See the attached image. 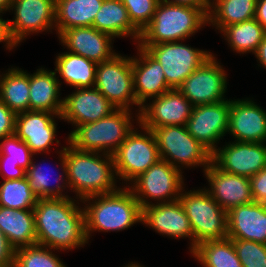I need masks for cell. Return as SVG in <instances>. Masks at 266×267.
Instances as JSON below:
<instances>
[{
    "label": "cell",
    "mask_w": 266,
    "mask_h": 267,
    "mask_svg": "<svg viewBox=\"0 0 266 267\" xmlns=\"http://www.w3.org/2000/svg\"><path fill=\"white\" fill-rule=\"evenodd\" d=\"M59 43L68 52L80 55L99 64L112 59L117 53L113 50L114 37L98 31L94 27H73L63 30ZM113 41V42H112Z\"/></svg>",
    "instance_id": "obj_20"
},
{
    "label": "cell",
    "mask_w": 266,
    "mask_h": 267,
    "mask_svg": "<svg viewBox=\"0 0 266 267\" xmlns=\"http://www.w3.org/2000/svg\"><path fill=\"white\" fill-rule=\"evenodd\" d=\"M81 202L88 243L91 234L96 231L118 232L142 223V207L127 186H120L112 193L85 198Z\"/></svg>",
    "instance_id": "obj_3"
},
{
    "label": "cell",
    "mask_w": 266,
    "mask_h": 267,
    "mask_svg": "<svg viewBox=\"0 0 266 267\" xmlns=\"http://www.w3.org/2000/svg\"><path fill=\"white\" fill-rule=\"evenodd\" d=\"M2 14L4 13L0 12V43L3 42V44H5V48L10 52L17 47V44L11 37L8 19H3Z\"/></svg>",
    "instance_id": "obj_44"
},
{
    "label": "cell",
    "mask_w": 266,
    "mask_h": 267,
    "mask_svg": "<svg viewBox=\"0 0 266 267\" xmlns=\"http://www.w3.org/2000/svg\"><path fill=\"white\" fill-rule=\"evenodd\" d=\"M123 267H144V265H141L138 262H130L127 265L123 266Z\"/></svg>",
    "instance_id": "obj_49"
},
{
    "label": "cell",
    "mask_w": 266,
    "mask_h": 267,
    "mask_svg": "<svg viewBox=\"0 0 266 267\" xmlns=\"http://www.w3.org/2000/svg\"><path fill=\"white\" fill-rule=\"evenodd\" d=\"M159 1L201 8L207 15L210 9V0H159Z\"/></svg>",
    "instance_id": "obj_45"
},
{
    "label": "cell",
    "mask_w": 266,
    "mask_h": 267,
    "mask_svg": "<svg viewBox=\"0 0 266 267\" xmlns=\"http://www.w3.org/2000/svg\"><path fill=\"white\" fill-rule=\"evenodd\" d=\"M67 181L80 203L85 198L112 193L119 189L113 155L64 146Z\"/></svg>",
    "instance_id": "obj_2"
},
{
    "label": "cell",
    "mask_w": 266,
    "mask_h": 267,
    "mask_svg": "<svg viewBox=\"0 0 266 267\" xmlns=\"http://www.w3.org/2000/svg\"><path fill=\"white\" fill-rule=\"evenodd\" d=\"M0 229L15 250L37 244L33 210L0 206Z\"/></svg>",
    "instance_id": "obj_28"
},
{
    "label": "cell",
    "mask_w": 266,
    "mask_h": 267,
    "mask_svg": "<svg viewBox=\"0 0 266 267\" xmlns=\"http://www.w3.org/2000/svg\"><path fill=\"white\" fill-rule=\"evenodd\" d=\"M230 99L193 106L187 121L188 132L213 153L228 131Z\"/></svg>",
    "instance_id": "obj_14"
},
{
    "label": "cell",
    "mask_w": 266,
    "mask_h": 267,
    "mask_svg": "<svg viewBox=\"0 0 266 267\" xmlns=\"http://www.w3.org/2000/svg\"><path fill=\"white\" fill-rule=\"evenodd\" d=\"M0 175L6 180L21 179L26 177V170L18 162L8 160V156H0Z\"/></svg>",
    "instance_id": "obj_42"
},
{
    "label": "cell",
    "mask_w": 266,
    "mask_h": 267,
    "mask_svg": "<svg viewBox=\"0 0 266 267\" xmlns=\"http://www.w3.org/2000/svg\"><path fill=\"white\" fill-rule=\"evenodd\" d=\"M94 87L116 108L136 107L132 56L117 53L112 59L97 64Z\"/></svg>",
    "instance_id": "obj_11"
},
{
    "label": "cell",
    "mask_w": 266,
    "mask_h": 267,
    "mask_svg": "<svg viewBox=\"0 0 266 267\" xmlns=\"http://www.w3.org/2000/svg\"><path fill=\"white\" fill-rule=\"evenodd\" d=\"M54 70L41 67L29 73V111H48L62 114L64 98Z\"/></svg>",
    "instance_id": "obj_25"
},
{
    "label": "cell",
    "mask_w": 266,
    "mask_h": 267,
    "mask_svg": "<svg viewBox=\"0 0 266 267\" xmlns=\"http://www.w3.org/2000/svg\"><path fill=\"white\" fill-rule=\"evenodd\" d=\"M92 27L114 38L130 37L135 44H138L141 36V32L130 21L127 9L121 0H104Z\"/></svg>",
    "instance_id": "obj_27"
},
{
    "label": "cell",
    "mask_w": 266,
    "mask_h": 267,
    "mask_svg": "<svg viewBox=\"0 0 266 267\" xmlns=\"http://www.w3.org/2000/svg\"><path fill=\"white\" fill-rule=\"evenodd\" d=\"M15 249L0 229V267H14Z\"/></svg>",
    "instance_id": "obj_43"
},
{
    "label": "cell",
    "mask_w": 266,
    "mask_h": 267,
    "mask_svg": "<svg viewBox=\"0 0 266 267\" xmlns=\"http://www.w3.org/2000/svg\"><path fill=\"white\" fill-rule=\"evenodd\" d=\"M12 2L13 0H0V12L6 13L10 11Z\"/></svg>",
    "instance_id": "obj_48"
},
{
    "label": "cell",
    "mask_w": 266,
    "mask_h": 267,
    "mask_svg": "<svg viewBox=\"0 0 266 267\" xmlns=\"http://www.w3.org/2000/svg\"><path fill=\"white\" fill-rule=\"evenodd\" d=\"M212 162L222 171L251 178L266 167V143L226 142L212 153Z\"/></svg>",
    "instance_id": "obj_15"
},
{
    "label": "cell",
    "mask_w": 266,
    "mask_h": 267,
    "mask_svg": "<svg viewBox=\"0 0 266 267\" xmlns=\"http://www.w3.org/2000/svg\"><path fill=\"white\" fill-rule=\"evenodd\" d=\"M136 126L113 154L116 176L122 180V186H128L161 159L153 131L139 123Z\"/></svg>",
    "instance_id": "obj_8"
},
{
    "label": "cell",
    "mask_w": 266,
    "mask_h": 267,
    "mask_svg": "<svg viewBox=\"0 0 266 267\" xmlns=\"http://www.w3.org/2000/svg\"><path fill=\"white\" fill-rule=\"evenodd\" d=\"M206 24L208 15L201 8L159 1L151 22L141 32L138 45L185 41Z\"/></svg>",
    "instance_id": "obj_4"
},
{
    "label": "cell",
    "mask_w": 266,
    "mask_h": 267,
    "mask_svg": "<svg viewBox=\"0 0 266 267\" xmlns=\"http://www.w3.org/2000/svg\"><path fill=\"white\" fill-rule=\"evenodd\" d=\"M104 0H55L57 36L73 27H91Z\"/></svg>",
    "instance_id": "obj_30"
},
{
    "label": "cell",
    "mask_w": 266,
    "mask_h": 267,
    "mask_svg": "<svg viewBox=\"0 0 266 267\" xmlns=\"http://www.w3.org/2000/svg\"><path fill=\"white\" fill-rule=\"evenodd\" d=\"M64 97L62 120L76 128L80 124L95 122L110 115L117 108L93 88H77Z\"/></svg>",
    "instance_id": "obj_22"
},
{
    "label": "cell",
    "mask_w": 266,
    "mask_h": 267,
    "mask_svg": "<svg viewBox=\"0 0 266 267\" xmlns=\"http://www.w3.org/2000/svg\"><path fill=\"white\" fill-rule=\"evenodd\" d=\"M227 134L234 141L266 143V110L251 98L230 99Z\"/></svg>",
    "instance_id": "obj_19"
},
{
    "label": "cell",
    "mask_w": 266,
    "mask_h": 267,
    "mask_svg": "<svg viewBox=\"0 0 266 267\" xmlns=\"http://www.w3.org/2000/svg\"><path fill=\"white\" fill-rule=\"evenodd\" d=\"M62 149H57L56 153H58V160L60 161L57 166L58 171L59 169L62 171L61 173L59 172V174L55 173V177L52 176L55 179V184L56 185H52L51 183V179H50V175L48 173V169L44 168L43 166L46 164L44 163L43 166L41 164V162L36 163V161H34V156L32 157V161L30 166L28 167V169L26 170V178L28 180L29 186L33 192V194L38 198V199H44V198H65V197H69V195H67L68 190L70 192V188L68 185V181H67V173H66V165H65V158H64V146H61ZM52 169V168H51ZM50 169L51 173L52 170ZM49 171V172H50ZM64 190H67L66 192ZM65 192V193H64Z\"/></svg>",
    "instance_id": "obj_26"
},
{
    "label": "cell",
    "mask_w": 266,
    "mask_h": 267,
    "mask_svg": "<svg viewBox=\"0 0 266 267\" xmlns=\"http://www.w3.org/2000/svg\"><path fill=\"white\" fill-rule=\"evenodd\" d=\"M182 174L166 160L159 159L127 187L142 208L152 205L151 200L154 204L173 202L179 200L181 191L185 187Z\"/></svg>",
    "instance_id": "obj_9"
},
{
    "label": "cell",
    "mask_w": 266,
    "mask_h": 267,
    "mask_svg": "<svg viewBox=\"0 0 266 267\" xmlns=\"http://www.w3.org/2000/svg\"><path fill=\"white\" fill-rule=\"evenodd\" d=\"M16 114L0 100V140L15 133Z\"/></svg>",
    "instance_id": "obj_41"
},
{
    "label": "cell",
    "mask_w": 266,
    "mask_h": 267,
    "mask_svg": "<svg viewBox=\"0 0 266 267\" xmlns=\"http://www.w3.org/2000/svg\"><path fill=\"white\" fill-rule=\"evenodd\" d=\"M76 199L71 196L37 199L33 209L37 244L58 252L88 244L83 206Z\"/></svg>",
    "instance_id": "obj_1"
},
{
    "label": "cell",
    "mask_w": 266,
    "mask_h": 267,
    "mask_svg": "<svg viewBox=\"0 0 266 267\" xmlns=\"http://www.w3.org/2000/svg\"><path fill=\"white\" fill-rule=\"evenodd\" d=\"M11 10L9 30L17 46L32 34L55 30V0H13Z\"/></svg>",
    "instance_id": "obj_13"
},
{
    "label": "cell",
    "mask_w": 266,
    "mask_h": 267,
    "mask_svg": "<svg viewBox=\"0 0 266 267\" xmlns=\"http://www.w3.org/2000/svg\"><path fill=\"white\" fill-rule=\"evenodd\" d=\"M137 56L132 57V72L138 114L141 107L172 88L167 84L160 63L137 44Z\"/></svg>",
    "instance_id": "obj_21"
},
{
    "label": "cell",
    "mask_w": 266,
    "mask_h": 267,
    "mask_svg": "<svg viewBox=\"0 0 266 267\" xmlns=\"http://www.w3.org/2000/svg\"><path fill=\"white\" fill-rule=\"evenodd\" d=\"M242 267H266V244L231 239Z\"/></svg>",
    "instance_id": "obj_37"
},
{
    "label": "cell",
    "mask_w": 266,
    "mask_h": 267,
    "mask_svg": "<svg viewBox=\"0 0 266 267\" xmlns=\"http://www.w3.org/2000/svg\"><path fill=\"white\" fill-rule=\"evenodd\" d=\"M37 197L33 194L26 177L6 180L0 184V206L20 210H33Z\"/></svg>",
    "instance_id": "obj_35"
},
{
    "label": "cell",
    "mask_w": 266,
    "mask_h": 267,
    "mask_svg": "<svg viewBox=\"0 0 266 267\" xmlns=\"http://www.w3.org/2000/svg\"><path fill=\"white\" fill-rule=\"evenodd\" d=\"M220 33L230 47L237 54H254L258 45L263 41L266 30L255 19L233 24L223 28Z\"/></svg>",
    "instance_id": "obj_33"
},
{
    "label": "cell",
    "mask_w": 266,
    "mask_h": 267,
    "mask_svg": "<svg viewBox=\"0 0 266 267\" xmlns=\"http://www.w3.org/2000/svg\"><path fill=\"white\" fill-rule=\"evenodd\" d=\"M193 231V250L208 240H223L228 237L227 211L205 189L181 191L179 197Z\"/></svg>",
    "instance_id": "obj_6"
},
{
    "label": "cell",
    "mask_w": 266,
    "mask_h": 267,
    "mask_svg": "<svg viewBox=\"0 0 266 267\" xmlns=\"http://www.w3.org/2000/svg\"><path fill=\"white\" fill-rule=\"evenodd\" d=\"M191 254L202 267H242L229 238L201 242Z\"/></svg>",
    "instance_id": "obj_34"
},
{
    "label": "cell",
    "mask_w": 266,
    "mask_h": 267,
    "mask_svg": "<svg viewBox=\"0 0 266 267\" xmlns=\"http://www.w3.org/2000/svg\"><path fill=\"white\" fill-rule=\"evenodd\" d=\"M257 0H210L208 26L223 28L255 18Z\"/></svg>",
    "instance_id": "obj_32"
},
{
    "label": "cell",
    "mask_w": 266,
    "mask_h": 267,
    "mask_svg": "<svg viewBox=\"0 0 266 267\" xmlns=\"http://www.w3.org/2000/svg\"><path fill=\"white\" fill-rule=\"evenodd\" d=\"M132 110L117 108L110 115L95 122L80 124L66 137L75 149L113 155L139 123V114Z\"/></svg>",
    "instance_id": "obj_5"
},
{
    "label": "cell",
    "mask_w": 266,
    "mask_h": 267,
    "mask_svg": "<svg viewBox=\"0 0 266 267\" xmlns=\"http://www.w3.org/2000/svg\"><path fill=\"white\" fill-rule=\"evenodd\" d=\"M139 46L160 63L167 84L172 89H177L190 74L214 55L210 51L191 47L182 41Z\"/></svg>",
    "instance_id": "obj_10"
},
{
    "label": "cell",
    "mask_w": 266,
    "mask_h": 267,
    "mask_svg": "<svg viewBox=\"0 0 266 267\" xmlns=\"http://www.w3.org/2000/svg\"><path fill=\"white\" fill-rule=\"evenodd\" d=\"M215 55L190 74L177 88L193 106L227 100V80L223 64Z\"/></svg>",
    "instance_id": "obj_12"
},
{
    "label": "cell",
    "mask_w": 266,
    "mask_h": 267,
    "mask_svg": "<svg viewBox=\"0 0 266 267\" xmlns=\"http://www.w3.org/2000/svg\"><path fill=\"white\" fill-rule=\"evenodd\" d=\"M132 24L140 31L151 22L159 0H121Z\"/></svg>",
    "instance_id": "obj_39"
},
{
    "label": "cell",
    "mask_w": 266,
    "mask_h": 267,
    "mask_svg": "<svg viewBox=\"0 0 266 267\" xmlns=\"http://www.w3.org/2000/svg\"><path fill=\"white\" fill-rule=\"evenodd\" d=\"M142 225L152 228L160 235L172 239L190 241L189 251H193V231L186 212L179 200L156 203L142 208Z\"/></svg>",
    "instance_id": "obj_18"
},
{
    "label": "cell",
    "mask_w": 266,
    "mask_h": 267,
    "mask_svg": "<svg viewBox=\"0 0 266 267\" xmlns=\"http://www.w3.org/2000/svg\"><path fill=\"white\" fill-rule=\"evenodd\" d=\"M228 237L266 244V204L252 202L227 212Z\"/></svg>",
    "instance_id": "obj_24"
},
{
    "label": "cell",
    "mask_w": 266,
    "mask_h": 267,
    "mask_svg": "<svg viewBox=\"0 0 266 267\" xmlns=\"http://www.w3.org/2000/svg\"><path fill=\"white\" fill-rule=\"evenodd\" d=\"M192 108L191 102L178 89H171L141 107L139 124L149 130L169 125L186 126Z\"/></svg>",
    "instance_id": "obj_17"
},
{
    "label": "cell",
    "mask_w": 266,
    "mask_h": 267,
    "mask_svg": "<svg viewBox=\"0 0 266 267\" xmlns=\"http://www.w3.org/2000/svg\"><path fill=\"white\" fill-rule=\"evenodd\" d=\"M57 118L61 115L48 111H26L16 114L15 135L29 147L34 155L49 154L51 146L60 145L57 140Z\"/></svg>",
    "instance_id": "obj_16"
},
{
    "label": "cell",
    "mask_w": 266,
    "mask_h": 267,
    "mask_svg": "<svg viewBox=\"0 0 266 267\" xmlns=\"http://www.w3.org/2000/svg\"><path fill=\"white\" fill-rule=\"evenodd\" d=\"M255 19L266 30V0H257Z\"/></svg>",
    "instance_id": "obj_46"
},
{
    "label": "cell",
    "mask_w": 266,
    "mask_h": 267,
    "mask_svg": "<svg viewBox=\"0 0 266 267\" xmlns=\"http://www.w3.org/2000/svg\"><path fill=\"white\" fill-rule=\"evenodd\" d=\"M0 100L15 114L29 111V73L11 67L1 74Z\"/></svg>",
    "instance_id": "obj_31"
},
{
    "label": "cell",
    "mask_w": 266,
    "mask_h": 267,
    "mask_svg": "<svg viewBox=\"0 0 266 267\" xmlns=\"http://www.w3.org/2000/svg\"><path fill=\"white\" fill-rule=\"evenodd\" d=\"M52 250L40 244L16 249L14 267H67Z\"/></svg>",
    "instance_id": "obj_36"
},
{
    "label": "cell",
    "mask_w": 266,
    "mask_h": 267,
    "mask_svg": "<svg viewBox=\"0 0 266 267\" xmlns=\"http://www.w3.org/2000/svg\"><path fill=\"white\" fill-rule=\"evenodd\" d=\"M33 155L24 141L15 134L0 140V156H8V160L18 162V166L25 170L30 166Z\"/></svg>",
    "instance_id": "obj_38"
},
{
    "label": "cell",
    "mask_w": 266,
    "mask_h": 267,
    "mask_svg": "<svg viewBox=\"0 0 266 267\" xmlns=\"http://www.w3.org/2000/svg\"><path fill=\"white\" fill-rule=\"evenodd\" d=\"M203 173L210 186L205 189L225 211L254 202L250 178L222 171L213 162Z\"/></svg>",
    "instance_id": "obj_23"
},
{
    "label": "cell",
    "mask_w": 266,
    "mask_h": 267,
    "mask_svg": "<svg viewBox=\"0 0 266 267\" xmlns=\"http://www.w3.org/2000/svg\"><path fill=\"white\" fill-rule=\"evenodd\" d=\"M97 64L80 55L65 51L56 55L55 73L60 85L63 83L71 88H93L96 82ZM58 73V74H57Z\"/></svg>",
    "instance_id": "obj_29"
},
{
    "label": "cell",
    "mask_w": 266,
    "mask_h": 267,
    "mask_svg": "<svg viewBox=\"0 0 266 267\" xmlns=\"http://www.w3.org/2000/svg\"><path fill=\"white\" fill-rule=\"evenodd\" d=\"M160 158L179 169L203 167L212 162V153L196 140L186 126L169 125L154 128Z\"/></svg>",
    "instance_id": "obj_7"
},
{
    "label": "cell",
    "mask_w": 266,
    "mask_h": 267,
    "mask_svg": "<svg viewBox=\"0 0 266 267\" xmlns=\"http://www.w3.org/2000/svg\"><path fill=\"white\" fill-rule=\"evenodd\" d=\"M254 202L266 204V167L250 178Z\"/></svg>",
    "instance_id": "obj_40"
},
{
    "label": "cell",
    "mask_w": 266,
    "mask_h": 267,
    "mask_svg": "<svg viewBox=\"0 0 266 267\" xmlns=\"http://www.w3.org/2000/svg\"><path fill=\"white\" fill-rule=\"evenodd\" d=\"M257 58V64L259 67L263 66L266 69V35L263 38V41L258 45L256 52L254 53Z\"/></svg>",
    "instance_id": "obj_47"
}]
</instances>
